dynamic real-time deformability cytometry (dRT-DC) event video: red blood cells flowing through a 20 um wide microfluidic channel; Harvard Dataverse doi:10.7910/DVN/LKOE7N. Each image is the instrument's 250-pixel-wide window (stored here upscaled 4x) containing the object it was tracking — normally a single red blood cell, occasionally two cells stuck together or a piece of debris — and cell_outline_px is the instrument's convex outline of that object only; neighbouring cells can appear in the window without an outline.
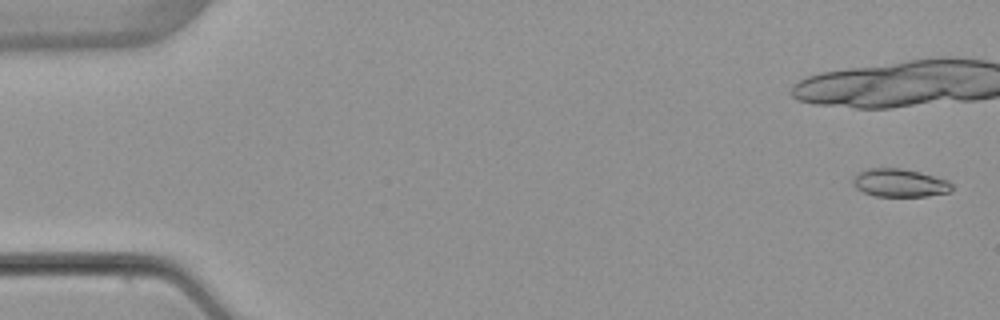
{"species": "common noctule bat (a hibernating species)", "species_latin": "Nyctalus noctula", "temperature_condition": "warm", "stored_images_in_passage": 3, "camera_frame_rate_fps": 3000, "um_per_image_px": 0.085, "animal": {"sex": "female", "body_mass_g": 22.7, "forearm_length_mm": 54.2}, "frame": {"image": 1, "passage_image": 1, "time_ms": 0.0, "image_size_px": [1000, 320], "cell_outline_px": [[952, 192], [928, 196], [876, 196], [864, 192], [856, 188], [852, 184], [852, 180], [860, 172], [868, 168], [900, 168], [920, 172], [948, 180], [952, 184]], "centroid_in_image_um": [76.5, 15.55], "position_along_channel_um": 8.5, "area_um2": 16.18}}